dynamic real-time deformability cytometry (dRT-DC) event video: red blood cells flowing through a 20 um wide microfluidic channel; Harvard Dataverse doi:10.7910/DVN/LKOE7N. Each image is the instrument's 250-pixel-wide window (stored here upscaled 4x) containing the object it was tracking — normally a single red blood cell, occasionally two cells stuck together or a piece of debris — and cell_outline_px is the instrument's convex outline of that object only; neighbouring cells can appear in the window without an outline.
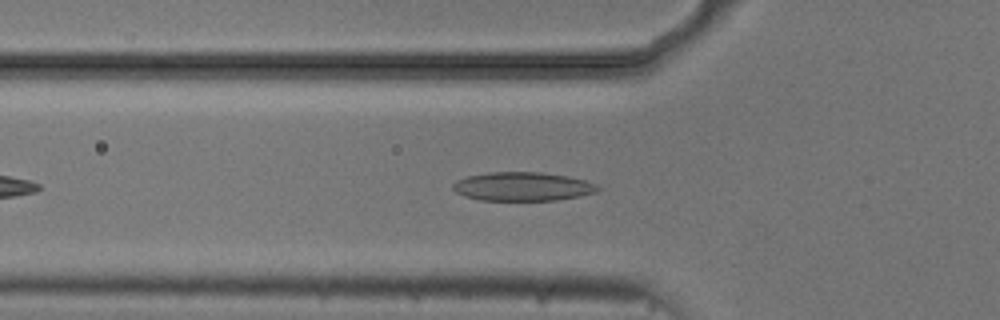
{"species": "common noctule bat (a hibernating species)", "species_latin": "Nyctalus noctula", "temperature_condition": "cold", "stored_images_in_passage": 45, "camera_frame_rate_fps": 3000, "um_per_image_px": 0.085, "animal": {"sex": "male", "body_mass_g": 20.5, "forearm_length_mm": 52.5}, "frame": {"image": 1, "passage_image": 9, "time_ms": 2.667, "image_size_px": [1000, 320], "cell_outline_px": [[600, 188], [596, 192], [580, 196], [556, 200], [480, 200], [464, 196], [456, 192], [452, 188], [452, 184], [456, 180], [468, 176], [488, 172], [544, 172], [568, 176], [584, 180], [596, 184]], "centroid_in_image_um": [44.41, 15.85], "position_along_channel_um": 81.4, "area_um2": 24.33}}
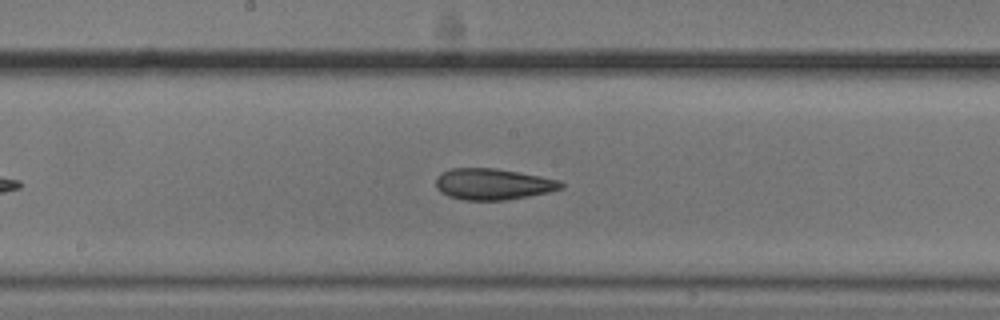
{"frame": {"image": 2, "passage_image": 19, "time_ms": 6.0, "image_size_px": [1000, 320], "cell_outline_px": [[564, 184], [560, 188], [548, 192], [528, 196], [504, 200], [464, 200], [448, 196], [440, 192], [436, 188], [436, 176], [440, 172], [452, 168], [496, 168], [520, 172], [560, 180]], "centroid_in_image_um": [41.85, 15.64], "position_along_channel_um": 206.3, "area_um2": 22.83}}
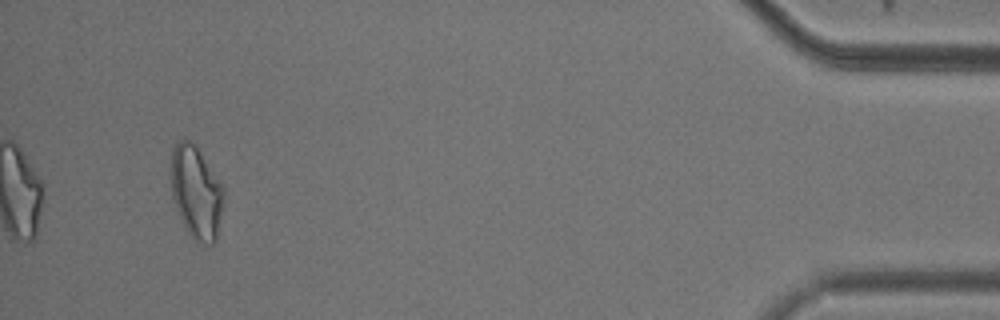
{"frame": {"image": 3, "passage_image": 42, "time_ms": 13.667, "image_size_px": [1000, 320], "cell_outline_px": [[224, 196], [216, 244], [204, 244], [196, 240], [188, 232], [176, 208], [172, 196], [172, 148], [180, 140], [192, 140], [196, 144], [224, 184]], "centroid_in_image_um": [16.72, 16.32], "position_along_channel_um": 418.5, "area_um2": 28.67}, "authors_computed_cell_mechanics": {"area_um2": 23.8136, "velocity_mm_per_s": 3.7023, "shape_relaxation_time_tau1_ms": 6.18, "shape_relaxation_time_tau2_ms": 4.3359, "deformation_change_tau1": 0.134, "deformation_change_tau2": 0.1244}}